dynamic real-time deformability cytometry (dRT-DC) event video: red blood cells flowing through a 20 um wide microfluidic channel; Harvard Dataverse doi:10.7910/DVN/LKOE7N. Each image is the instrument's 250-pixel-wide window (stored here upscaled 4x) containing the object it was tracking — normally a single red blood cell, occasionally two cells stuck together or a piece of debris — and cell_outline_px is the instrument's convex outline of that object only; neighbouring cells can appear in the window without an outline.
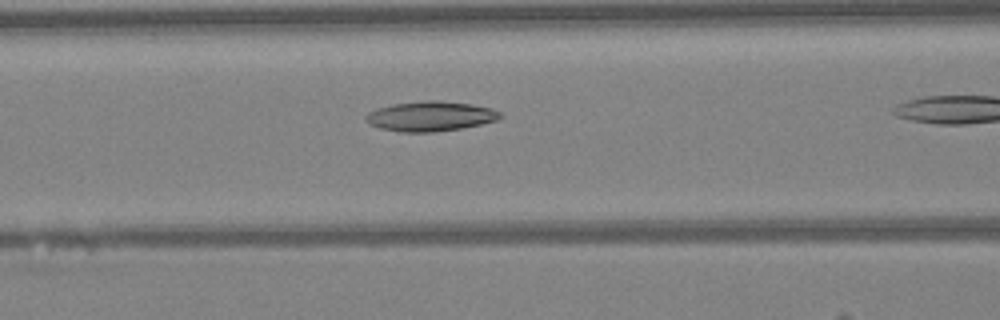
{"species": "Egyptian fruit bat (a non-hibernating species)", "species_latin": "Rousettus aegyptiacus", "temperature_condition": "warm", "stored_images_in_passage": 31, "camera_frame_rate_fps": 3000, "um_per_image_px": 0.085, "animal": {"sex": "female"}, "frame": {"image": 1, "passage_image": 13, "time_ms": 4.0, "image_size_px": [1000, 320], "cell_outline_px": [[504, 116], [496, 120], [480, 124], [460, 128], [432, 132], [400, 132], [380, 128], [368, 124], [364, 120], [364, 116], [368, 112], [376, 108], [392, 104], [424, 100], [440, 100], [472, 104], [492, 108], [500, 112]], "centroid_in_image_um": [36.54, 9.87], "position_along_channel_um": 130.1, "area_um2": 23.58}}
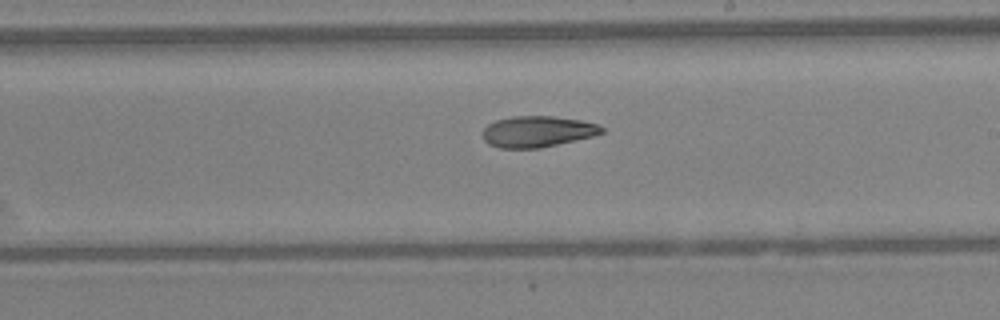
{"frame": {"image": 2, "passage_image": 21, "time_ms": 6.667, "image_size_px": [1000, 320], "cell_outline_px": [[604, 132], [592, 136], [540, 148], [500, 148], [488, 144], [484, 140], [484, 128], [488, 124], [496, 120], [512, 116], [552, 116], [580, 120], [596, 124], [604, 128]], "centroid_in_image_um": [45.66, 11.18], "position_along_channel_um": 243.3, "area_um2": 21.39}}
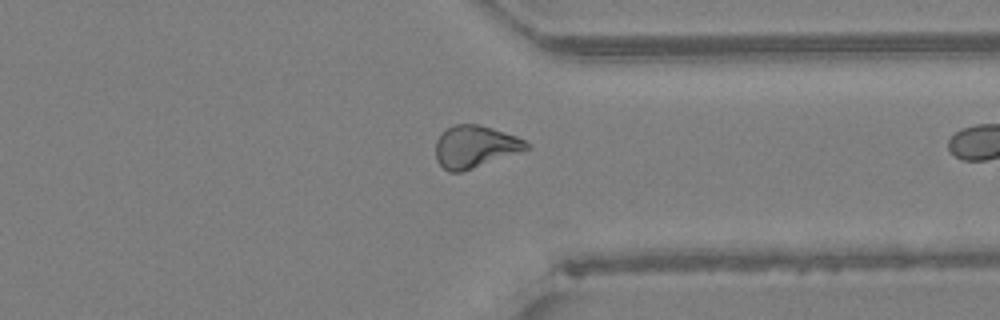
{"frame": {"image": 3, "passage_image": 30, "time_ms": 9.667, "image_size_px": [1000, 320], "cell_outline_px": [[532, 148], [460, 172], [448, 172], [436, 160], [436, 140], [448, 128], [456, 124], [476, 124], [492, 128], [516, 136], [524, 140]], "centroid_in_image_um": [40.38, 12.47], "position_along_channel_um": 371.0, "area_um2": 21.96}}